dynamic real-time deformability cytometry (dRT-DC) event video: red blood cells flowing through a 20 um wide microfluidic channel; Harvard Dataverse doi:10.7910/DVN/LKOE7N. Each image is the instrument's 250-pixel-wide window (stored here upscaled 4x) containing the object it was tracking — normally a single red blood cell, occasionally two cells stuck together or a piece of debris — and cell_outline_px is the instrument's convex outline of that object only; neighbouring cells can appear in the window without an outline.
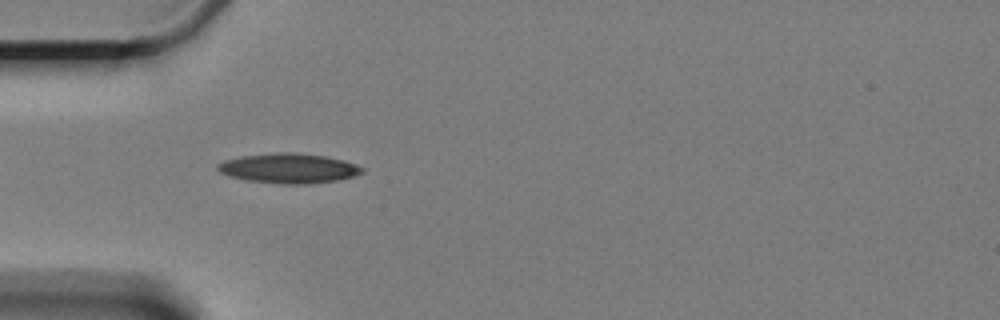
{"species": "Egyptian fruit bat (a non-hibernating species)", "species_latin": "Rousettus aegyptiacus", "temperature_condition": "cold", "stored_images_in_passage": 3, "camera_frame_rate_fps": 3000, "um_per_image_px": 0.085, "animal": {"sex": "female"}, "frame": {"image": 1, "passage_image": 1, "time_ms": 0.0, "image_size_px": [1000, 320], "cell_outline_px": [[364, 172], [356, 176], [336, 180], [308, 184], [280, 184], [248, 180], [228, 176], [220, 172], [216, 168], [216, 164], [224, 160], [240, 156], [276, 152], [296, 152], [324, 156], [344, 160], [356, 164], [364, 168]], "centroid_in_image_um": [24.54, 14.3], "position_along_channel_um": 60.5, "area_um2": 25.32}}
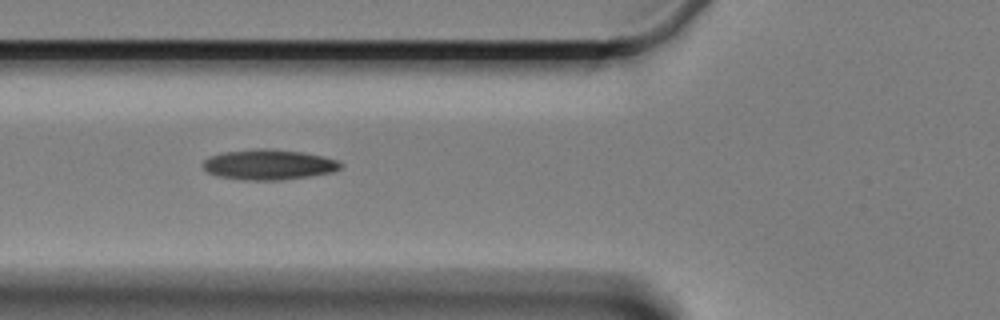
{"frame": {"image": 2, "passage_image": 2, "time_ms": 1.333, "image_size_px": [1000, 320], "cell_outline_px": [[344, 164], [340, 168], [332, 172], [308, 176], [280, 180], [244, 180], [216, 176], [208, 172], [204, 168], [204, 160], [212, 156], [224, 152], [256, 148], [268, 148], [300, 152], [324, 156], [340, 160]], "centroid_in_image_um": [22.87, 13.99], "position_along_channel_um": 102.9, "area_um2": 24.28}}
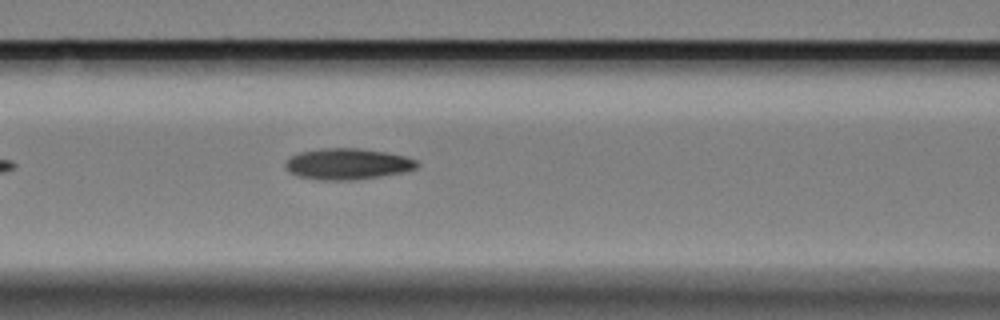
{"frame": {"image": 3, "passage_image": 3, "time_ms": 2.333, "image_size_px": [1000, 320], "cell_outline_px": [[420, 164], [416, 168], [404, 172], [356, 180], [316, 180], [296, 176], [288, 172], [284, 164], [292, 156], [300, 152], [320, 148], [360, 148], [384, 152], [404, 156], [416, 160]], "centroid_in_image_um": [29.51, 13.94], "position_along_channel_um": 137.1, "area_um2": 23.99}}